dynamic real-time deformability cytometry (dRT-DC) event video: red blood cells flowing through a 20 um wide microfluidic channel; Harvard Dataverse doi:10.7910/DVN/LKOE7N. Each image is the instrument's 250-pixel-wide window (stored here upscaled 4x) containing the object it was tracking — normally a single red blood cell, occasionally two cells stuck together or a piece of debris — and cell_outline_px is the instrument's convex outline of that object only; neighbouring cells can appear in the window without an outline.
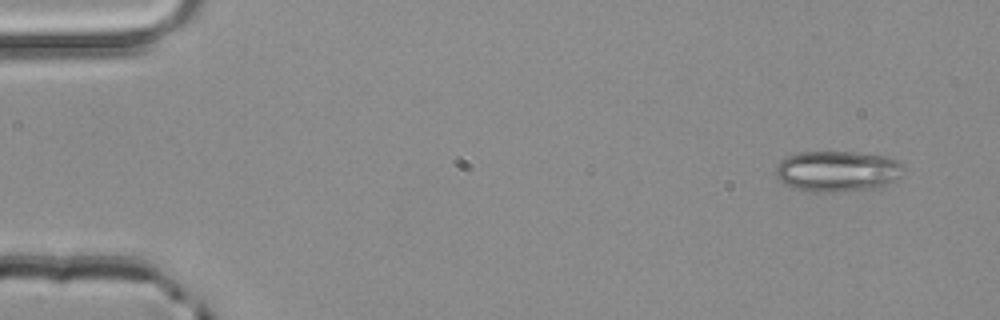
{"species": "common noctule bat (a hibernating species)", "species_latin": "Nyctalus noctula", "temperature_condition": "room temperature", "stored_images_in_passage": 3, "camera_frame_rate_fps": 3000, "um_per_image_px": 0.085, "animal": {"sex": "male", "body_mass_g": 20.4}, "frame": {"image": 1, "passage_image": 1, "time_ms": 0.0, "image_size_px": [1000, 320], "cell_outline_px": [[904, 168], [896, 180], [888, 184], [876, 188], [836, 192], [812, 192], [796, 188], [784, 184], [776, 176], [776, 164], [780, 160], [788, 156], [800, 152], [852, 152], [888, 156], [904, 164]], "centroid_in_image_um": [71.19, 14.55], "position_along_channel_um": 13.8, "area_um2": 30.58}}